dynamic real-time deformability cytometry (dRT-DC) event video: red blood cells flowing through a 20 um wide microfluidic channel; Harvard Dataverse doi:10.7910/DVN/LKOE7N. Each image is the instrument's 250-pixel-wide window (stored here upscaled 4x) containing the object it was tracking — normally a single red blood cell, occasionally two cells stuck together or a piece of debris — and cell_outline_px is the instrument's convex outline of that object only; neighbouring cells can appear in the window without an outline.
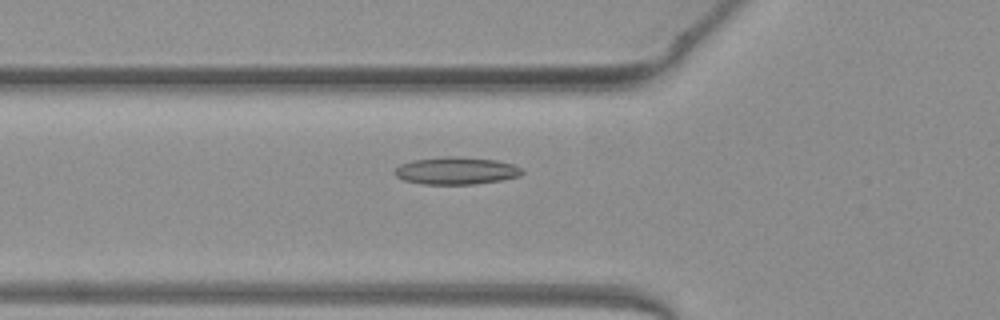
{"species": "common noctule bat (a hibernating species)", "species_latin": "Nyctalus noctula", "temperature_condition": "warm", "stored_images_in_passage": 52, "camera_frame_rate_fps": 3000, "um_per_image_px": 0.085, "animal": {"sex": "female", "body_mass_g": 19.3, "forearm_length_mm": 54.1}, "frame": {"image": 1, "passage_image": 19, "time_ms": 6.0, "image_size_px": [1000, 320], "cell_outline_px": [[524, 172], [520, 176], [500, 180], [476, 184], [424, 184], [404, 180], [396, 176], [392, 172], [400, 164], [412, 160], [444, 156], [456, 156], [496, 160], [512, 164], [520, 168]], "centroid_in_image_um": [38.75, 14.51], "position_along_channel_um": 87.1, "area_um2": 20.35}}
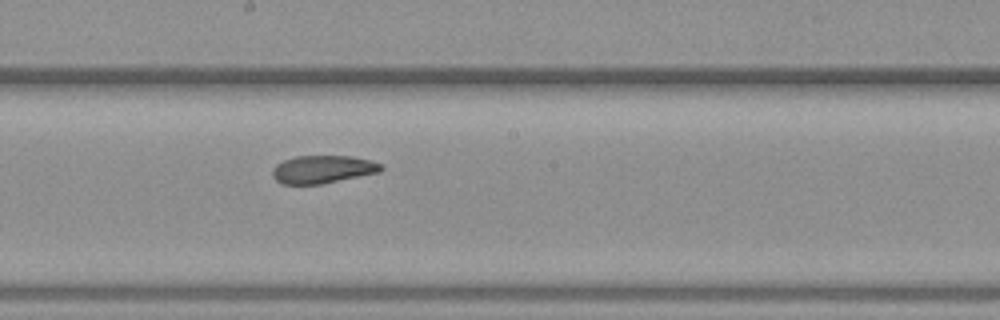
{"frame": {"image": 2, "passage_image": 29, "time_ms": 9.333, "image_size_px": [1000, 320], "cell_outline_px": [[384, 168], [380, 172], [320, 184], [284, 184], [276, 180], [272, 176], [272, 168], [276, 164], [284, 160], [296, 156], [352, 156], [372, 160], [384, 164]], "centroid_in_image_um": [27.46, 14.38], "position_along_channel_um": 220.7, "area_um2": 17.74}}
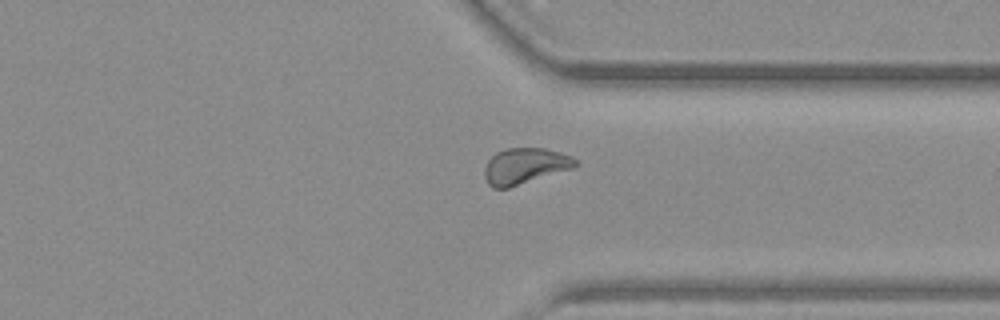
{"frame": {"image": 3, "passage_image": 40, "time_ms": 13.0, "image_size_px": [1000, 320], "cell_outline_px": [[580, 164], [572, 168], [508, 188], [492, 188], [488, 184], [484, 176], [484, 168], [488, 160], [496, 152], [504, 148], [544, 148], [560, 152], [572, 156]], "centroid_in_image_um": [44.6, 14.1], "position_along_channel_um": 366.8, "area_um2": 19.07}, "authors_computed_cell_mechanics": {"area_um2": 19.1607, "velocity_mm_per_s": 3.9994, "shape_relaxation_time_tau1_ms": null, "shape_relaxation_time_tau2_ms": 2.1165, "deformation_change_tau1": null, "deformation_change_tau2": 0.0795}}